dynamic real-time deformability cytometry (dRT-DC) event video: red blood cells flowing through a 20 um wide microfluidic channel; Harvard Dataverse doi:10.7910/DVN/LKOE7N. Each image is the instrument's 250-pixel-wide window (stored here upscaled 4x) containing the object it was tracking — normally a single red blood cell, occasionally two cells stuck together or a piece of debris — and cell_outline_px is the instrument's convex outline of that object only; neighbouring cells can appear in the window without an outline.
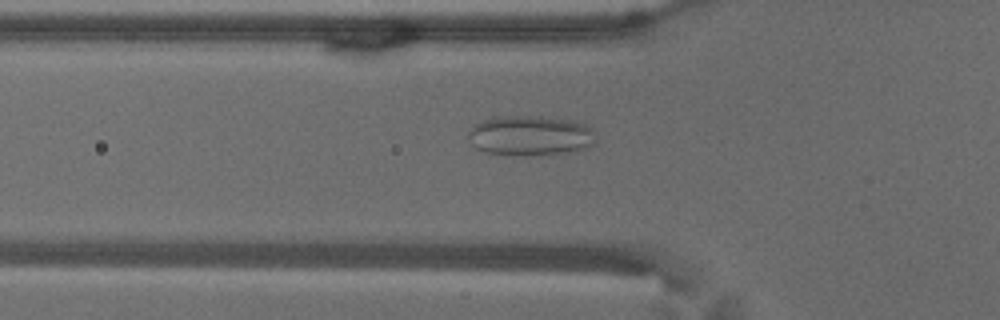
{"species": "common noctule bat (a hibernating species)", "species_latin": "Nyctalus noctula", "temperature_condition": "warm", "stored_images_in_passage": 56, "camera_frame_rate_fps": 3000, "um_per_image_px": 0.085, "animal": {"sex": "male", "body_mass_g": 18.8}, "frame": {"image": 1, "passage_image": 19, "time_ms": 6.0, "image_size_px": [1000, 320], "cell_outline_px": [[596, 144], [572, 152], [548, 156], [504, 156], [484, 152], [476, 148], [472, 144], [468, 136], [468, 132], [476, 124], [484, 120], [496, 116], [540, 116], [568, 120], [588, 124], [592, 128], [596, 140]], "centroid_in_image_um": [45.1, 11.56], "position_along_channel_um": 80.7, "area_um2": 30.58}}
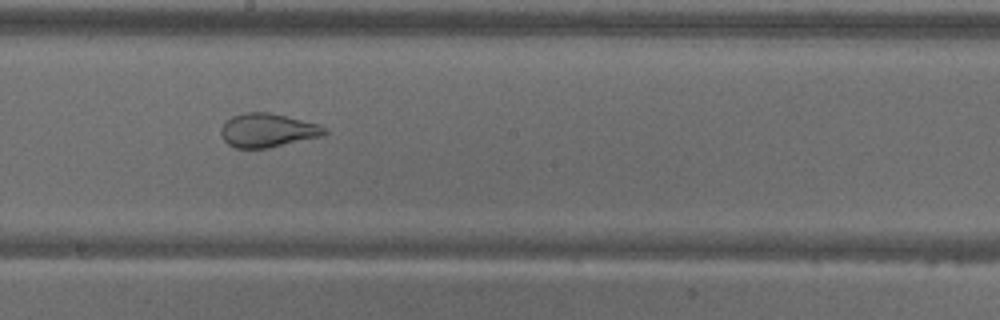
{"frame": {"image": 2, "passage_image": 31, "time_ms": 10.0, "image_size_px": [1000, 320], "cell_outline_px": [[328, 132], [324, 136], [268, 148], [236, 148], [228, 144], [224, 140], [220, 132], [220, 128], [232, 116], [244, 112], [268, 112], [288, 116], [320, 124]], "centroid_in_image_um": [22.77, 11.07], "position_along_channel_um": 225.4, "area_um2": 20.52}}
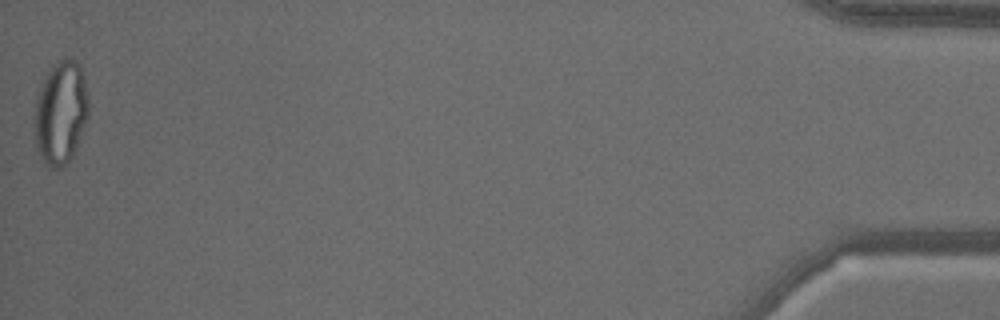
{"frame": {"image": 3, "passage_image": 56, "time_ms": 18.333, "image_size_px": [1000, 320], "cell_outline_px": [[88, 116], [84, 128], [72, 156], [60, 168], [48, 168], [44, 164], [36, 148], [32, 120], [36, 96], [40, 84], [52, 64], [68, 56], [72, 56], [80, 64], [88, 96]], "centroid_in_image_um": [5.12, 9.55], "position_along_channel_um": 430.1, "area_um2": 33.35}}